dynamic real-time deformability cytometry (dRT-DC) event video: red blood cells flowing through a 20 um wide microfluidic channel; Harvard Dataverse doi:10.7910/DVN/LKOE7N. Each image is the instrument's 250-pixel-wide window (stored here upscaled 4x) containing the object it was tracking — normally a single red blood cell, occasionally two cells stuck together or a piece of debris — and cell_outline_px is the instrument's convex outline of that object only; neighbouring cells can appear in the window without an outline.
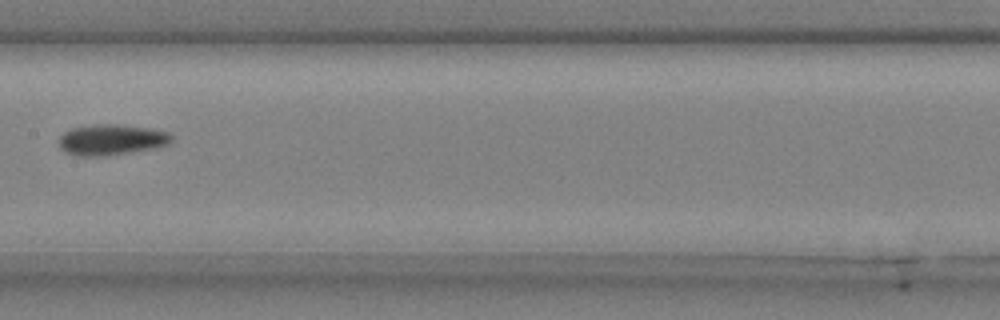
{"species": "common noctule bat (a hibernating species)", "species_latin": "Nyctalus noctula", "temperature_condition": "cold", "stored_images_in_passage": 6, "camera_frame_rate_fps": 3000, "um_per_image_px": 0.085, "animal": {"sex": "male", "body_mass_g": 20.4}, "frame": {"image": 1, "passage_image": 5, "time_ms": 1.333, "image_size_px": [1000, 320], "cell_outline_px": [[172, 144], [160, 148], [96, 156], [80, 156], [68, 152], [60, 148], [60, 136], [64, 132], [72, 128], [96, 124], [116, 124], [148, 128], [168, 132], [172, 136]], "centroid_in_image_um": [9.53, 11.87], "position_along_channel_um": 197.9, "area_um2": 20.06}}
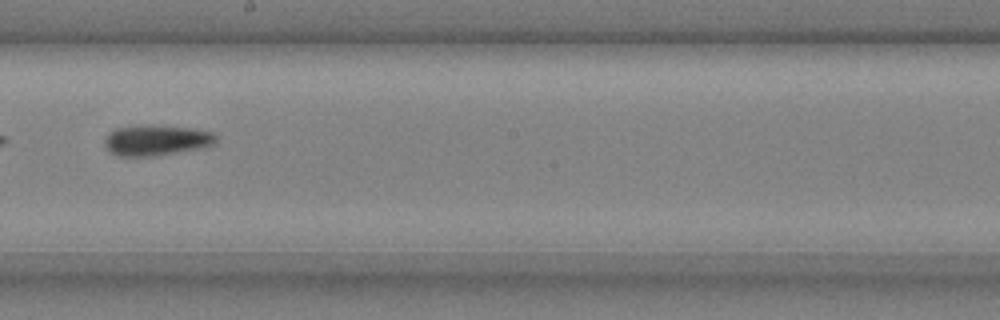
{"frame": {"image": 2, "passage_image": 6, "time_ms": 1.667, "image_size_px": [1000, 320], "cell_outline_px": [[216, 144], [204, 148], [156, 156], [120, 156], [112, 152], [104, 144], [104, 140], [108, 132], [116, 128], [152, 124], [192, 128], [212, 132], [216, 136]], "centroid_in_image_um": [13.33, 11.91], "position_along_channel_um": 234.9, "area_um2": 20.11}}